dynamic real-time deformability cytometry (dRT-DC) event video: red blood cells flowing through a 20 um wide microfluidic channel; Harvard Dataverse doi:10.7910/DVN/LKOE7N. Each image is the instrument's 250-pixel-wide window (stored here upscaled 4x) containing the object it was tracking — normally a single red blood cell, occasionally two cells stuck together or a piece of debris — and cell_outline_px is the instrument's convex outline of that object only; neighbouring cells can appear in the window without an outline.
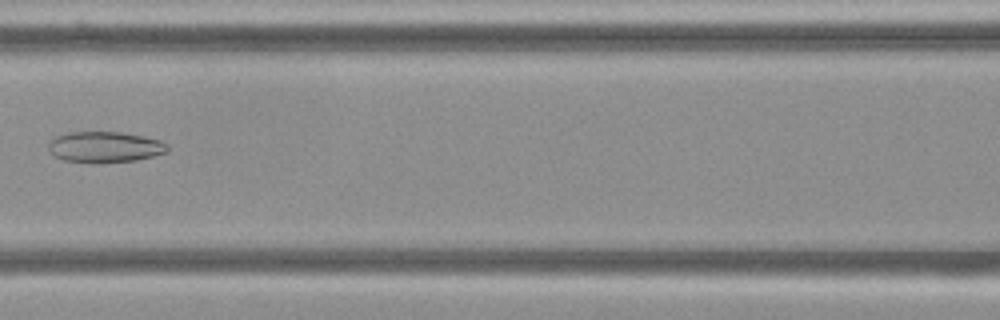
{"species": "Egyptian fruit bat (a non-hibernating species)", "species_latin": "Rousettus aegyptiacus", "temperature_condition": "cold", "stored_images_in_passage": 9, "camera_frame_rate_fps": 3000, "um_per_image_px": 0.085, "frame": {"image": 1, "passage_image": 7, "time_ms": 7.333, "image_size_px": [1000, 320], "cell_outline_px": [[168, 152], [136, 160], [100, 164], [88, 164], [64, 160], [52, 156], [48, 148], [48, 144], [52, 136], [68, 132], [120, 132], [144, 136], [160, 140], [168, 144]], "centroid_in_image_um": [8.86, 12.51], "position_along_channel_um": 157.7, "area_um2": 22.08}}
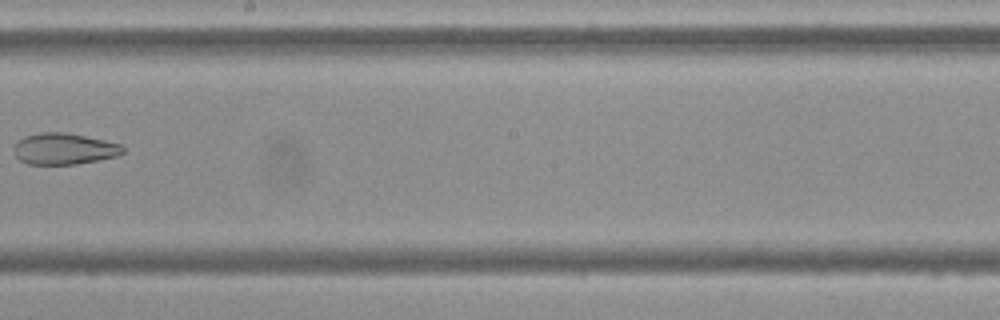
{"frame": {"image": 2, "passage_image": 9, "time_ms": 9.667, "image_size_px": [1000, 320], "cell_outline_px": [[124, 152], [116, 156], [100, 160], [76, 164], [28, 164], [20, 160], [16, 156], [12, 148], [24, 136], [40, 132], [64, 132], [104, 140], [120, 144], [124, 148]], "centroid_in_image_um": [5.44, 12.65], "position_along_channel_um": 242.8, "area_um2": 19.83}}